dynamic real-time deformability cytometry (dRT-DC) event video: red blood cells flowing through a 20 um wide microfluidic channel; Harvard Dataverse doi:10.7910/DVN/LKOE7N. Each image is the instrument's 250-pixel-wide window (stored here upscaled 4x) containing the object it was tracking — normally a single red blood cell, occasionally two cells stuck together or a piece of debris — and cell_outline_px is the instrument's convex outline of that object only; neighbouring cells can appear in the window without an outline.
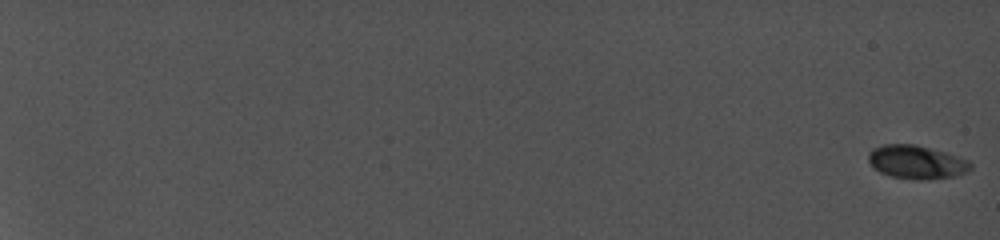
{"species": "common noctule bat (a hibernating species)", "species_latin": "Nyctalus noctula", "temperature_condition": "cold", "stored_images_in_passage": 46, "camera_frame_rate_fps": 5000, "um_per_image_px": 0.085, "animal": {"sex": "female", "body_mass_g": 19.0, "forearm_length_mm": 56.7}, "frame": {"image": 1, "passage_image": 1, "time_ms": 0.0, "image_size_px": [1000, 240], "cell_outline_px": [[972, 168], [968, 172], [956, 176], [920, 180], [892, 176], [880, 172], [872, 168], [868, 160], [868, 152], [872, 148], [884, 144], [912, 144], [944, 152], [968, 160], [972, 164]], "centroid_in_image_um": [77.88, 13.78], "position_along_channel_um": 7.1, "area_um2": 19.88}}
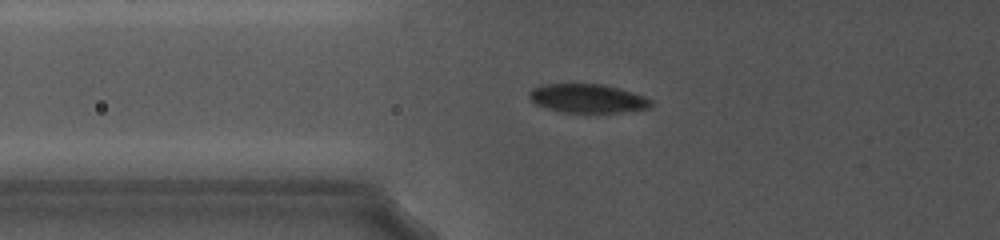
{"frame": {"image": 2, "passage_image": 24, "time_ms": 9.4, "image_size_px": [1000, 240], "cell_outline_px": [[652, 108], [620, 112], [564, 112], [548, 108], [536, 104], [528, 96], [528, 92], [532, 88], [540, 84], [604, 84], [620, 88], [644, 96], [652, 100]], "centroid_in_image_um": [49.96, 8.35], "position_along_channel_um": 75.8, "area_um2": 20.46}}
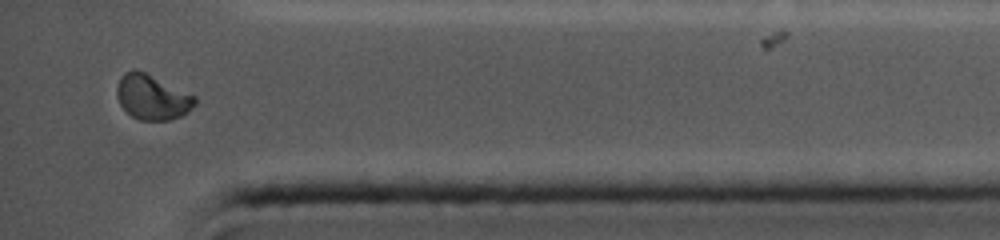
{"frame": {"image": 3, "passage_image": 45, "time_ms": 18.6, "image_size_px": [1000, 240], "cell_outline_px": [[196, 104], [188, 112], [180, 116], [168, 120], [140, 120], [132, 116], [120, 104], [116, 96], [116, 88], [120, 76], [124, 72], [132, 68], [144, 72], [196, 96]], "centroid_in_image_um": [12.92, 8.25], "position_along_channel_um": 422.3, "area_um2": 20.4}}